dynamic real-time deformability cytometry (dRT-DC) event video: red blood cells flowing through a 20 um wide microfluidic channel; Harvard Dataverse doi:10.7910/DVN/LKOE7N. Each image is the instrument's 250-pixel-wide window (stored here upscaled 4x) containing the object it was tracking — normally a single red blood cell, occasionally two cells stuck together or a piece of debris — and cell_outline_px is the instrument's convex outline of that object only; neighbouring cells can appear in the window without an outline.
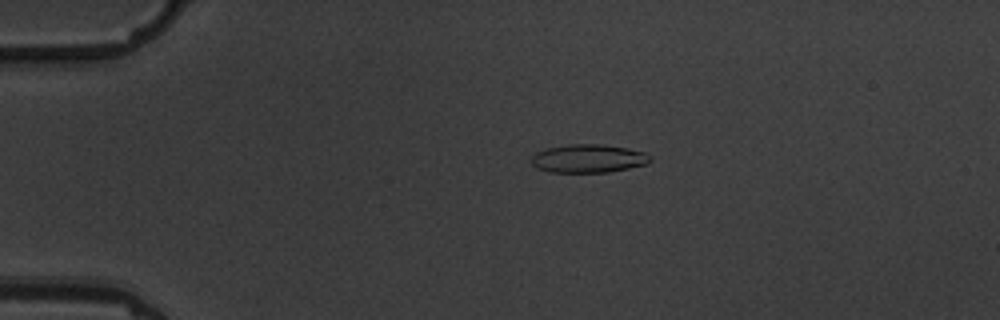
{"species": "common noctule bat (a hibernating species)", "species_latin": "Nyctalus noctula", "temperature_condition": "warm", "stored_images_in_passage": 10, "camera_frame_rate_fps": 3000, "um_per_image_px": 0.085, "animal": {"sex": "male", "body_mass_g": 19.5, "forearm_length_mm": 54.6}, "frame": {"image": 1, "passage_image": 4, "time_ms": 3.333, "image_size_px": [1000, 320], "cell_outline_px": [[652, 160], [648, 164], [608, 172], [552, 172], [536, 168], [532, 164], [532, 156], [536, 152], [544, 148], [568, 144], [600, 144], [628, 148], [644, 152], [652, 156]], "centroid_in_image_um": [50.02, 13.46], "position_along_channel_um": 35.0, "area_um2": 19.77}}
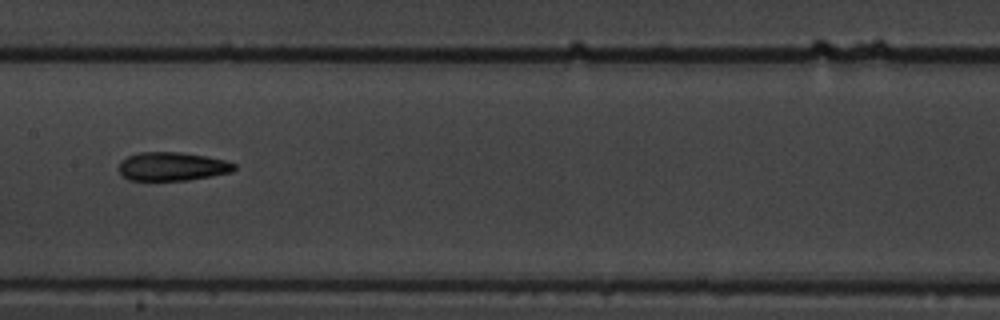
{"frame": {"image": 2, "passage_image": 9, "time_ms": 9.0, "image_size_px": [1000, 320], "cell_outline_px": [[236, 168], [232, 172], [212, 176], [188, 180], [128, 180], [120, 172], [120, 160], [128, 156], [140, 152], [180, 152], [204, 156], [224, 160], [236, 164]], "centroid_in_image_um": [14.65, 14.15], "position_along_channel_um": 192.8, "area_um2": 19.13}}
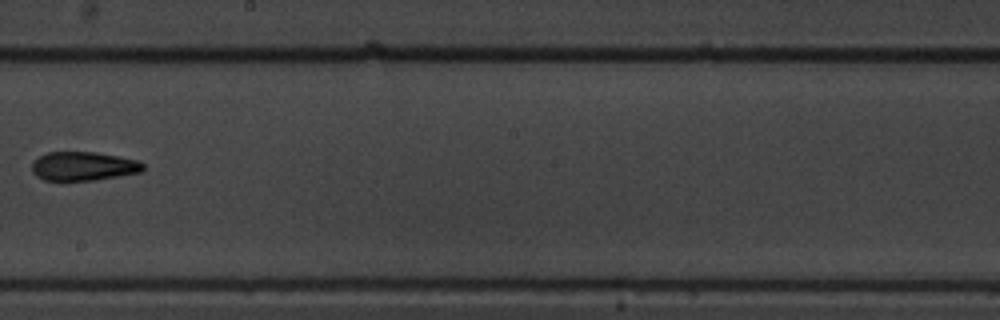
{"frame": {"image": 3, "passage_image": 10, "time_ms": 10.333, "image_size_px": [1000, 320], "cell_outline_px": [[144, 168], [140, 172], [96, 180], [44, 180], [36, 176], [32, 172], [32, 160], [48, 152], [96, 152], [120, 156], [136, 160], [144, 164]], "centroid_in_image_um": [7.06, 14.12], "position_along_channel_um": 241.1, "area_um2": 18.73}}